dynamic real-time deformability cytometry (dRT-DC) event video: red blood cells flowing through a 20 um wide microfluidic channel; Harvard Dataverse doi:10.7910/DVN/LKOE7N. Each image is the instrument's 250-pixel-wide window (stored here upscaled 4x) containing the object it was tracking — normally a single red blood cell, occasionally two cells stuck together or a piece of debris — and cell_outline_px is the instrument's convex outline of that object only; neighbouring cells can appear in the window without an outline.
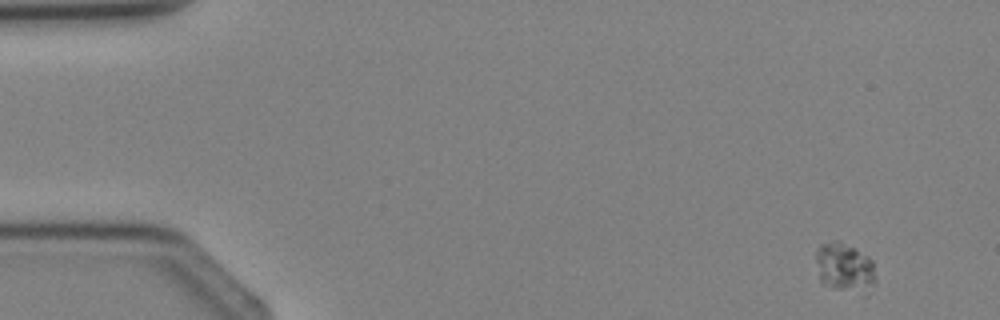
{"species": "Egyptian fruit bat (a non-hibernating species)", "species_latin": "Rousettus aegyptiacus", "temperature_condition": "cold", "stored_images_in_passage": 3, "camera_frame_rate_fps": 3000, "um_per_image_px": 0.085, "animal": {"sex": "female"}, "frame": {"image": 1, "passage_image": 1, "time_ms": 0.0, "image_size_px": [1000, 320], "cell_outline_px": [[876, 280], [868, 296], [864, 296], [820, 284], [816, 260], [816, 252], [820, 244], [832, 240], [836, 240], [868, 256], [872, 260]], "centroid_in_image_um": [71.82, 22.81], "position_along_channel_um": 13.2, "area_um2": 17.57}}